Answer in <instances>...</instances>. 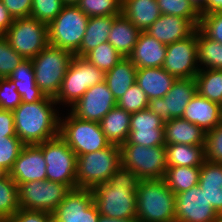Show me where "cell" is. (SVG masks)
<instances>
[{
	"instance_id": "cell-1",
	"label": "cell",
	"mask_w": 222,
	"mask_h": 222,
	"mask_svg": "<svg viewBox=\"0 0 222 222\" xmlns=\"http://www.w3.org/2000/svg\"><path fill=\"white\" fill-rule=\"evenodd\" d=\"M62 109L54 98L22 102L14 111L16 136L24 145H38L59 135Z\"/></svg>"
},
{
	"instance_id": "cell-2",
	"label": "cell",
	"mask_w": 222,
	"mask_h": 222,
	"mask_svg": "<svg viewBox=\"0 0 222 222\" xmlns=\"http://www.w3.org/2000/svg\"><path fill=\"white\" fill-rule=\"evenodd\" d=\"M140 179L122 165L108 182L95 185L91 190L99 214L112 218H137L136 190Z\"/></svg>"
},
{
	"instance_id": "cell-3",
	"label": "cell",
	"mask_w": 222,
	"mask_h": 222,
	"mask_svg": "<svg viewBox=\"0 0 222 222\" xmlns=\"http://www.w3.org/2000/svg\"><path fill=\"white\" fill-rule=\"evenodd\" d=\"M136 205L138 222H175V194L164 179L140 180Z\"/></svg>"
},
{
	"instance_id": "cell-4",
	"label": "cell",
	"mask_w": 222,
	"mask_h": 222,
	"mask_svg": "<svg viewBox=\"0 0 222 222\" xmlns=\"http://www.w3.org/2000/svg\"><path fill=\"white\" fill-rule=\"evenodd\" d=\"M59 136L77 156L102 150L111 145L100 123L81 120L67 109L62 110L60 116Z\"/></svg>"
},
{
	"instance_id": "cell-5",
	"label": "cell",
	"mask_w": 222,
	"mask_h": 222,
	"mask_svg": "<svg viewBox=\"0 0 222 222\" xmlns=\"http://www.w3.org/2000/svg\"><path fill=\"white\" fill-rule=\"evenodd\" d=\"M105 81V72L98 69L84 57L73 56L57 96V105L68 110L88 90V88Z\"/></svg>"
},
{
	"instance_id": "cell-6",
	"label": "cell",
	"mask_w": 222,
	"mask_h": 222,
	"mask_svg": "<svg viewBox=\"0 0 222 222\" xmlns=\"http://www.w3.org/2000/svg\"><path fill=\"white\" fill-rule=\"evenodd\" d=\"M121 165V149L115 144L77 156V188L92 189L95 185L108 182Z\"/></svg>"
},
{
	"instance_id": "cell-7",
	"label": "cell",
	"mask_w": 222,
	"mask_h": 222,
	"mask_svg": "<svg viewBox=\"0 0 222 222\" xmlns=\"http://www.w3.org/2000/svg\"><path fill=\"white\" fill-rule=\"evenodd\" d=\"M73 56L71 52L49 44L31 59L36 85L45 96H57Z\"/></svg>"
},
{
	"instance_id": "cell-8",
	"label": "cell",
	"mask_w": 222,
	"mask_h": 222,
	"mask_svg": "<svg viewBox=\"0 0 222 222\" xmlns=\"http://www.w3.org/2000/svg\"><path fill=\"white\" fill-rule=\"evenodd\" d=\"M89 17L76 5H65L48 26V42L75 55L80 48Z\"/></svg>"
},
{
	"instance_id": "cell-9",
	"label": "cell",
	"mask_w": 222,
	"mask_h": 222,
	"mask_svg": "<svg viewBox=\"0 0 222 222\" xmlns=\"http://www.w3.org/2000/svg\"><path fill=\"white\" fill-rule=\"evenodd\" d=\"M120 149L122 166L132 170L140 180L164 179L167 170L165 145L122 144Z\"/></svg>"
},
{
	"instance_id": "cell-10",
	"label": "cell",
	"mask_w": 222,
	"mask_h": 222,
	"mask_svg": "<svg viewBox=\"0 0 222 222\" xmlns=\"http://www.w3.org/2000/svg\"><path fill=\"white\" fill-rule=\"evenodd\" d=\"M37 146L42 150L47 164V180L65 184L71 190L76 189L77 155L68 144L58 135Z\"/></svg>"
},
{
	"instance_id": "cell-11",
	"label": "cell",
	"mask_w": 222,
	"mask_h": 222,
	"mask_svg": "<svg viewBox=\"0 0 222 222\" xmlns=\"http://www.w3.org/2000/svg\"><path fill=\"white\" fill-rule=\"evenodd\" d=\"M4 36L24 59H33L49 45L47 24L31 16L14 19Z\"/></svg>"
},
{
	"instance_id": "cell-12",
	"label": "cell",
	"mask_w": 222,
	"mask_h": 222,
	"mask_svg": "<svg viewBox=\"0 0 222 222\" xmlns=\"http://www.w3.org/2000/svg\"><path fill=\"white\" fill-rule=\"evenodd\" d=\"M71 189L54 181H31L18 185L20 208L53 213Z\"/></svg>"
},
{
	"instance_id": "cell-13",
	"label": "cell",
	"mask_w": 222,
	"mask_h": 222,
	"mask_svg": "<svg viewBox=\"0 0 222 222\" xmlns=\"http://www.w3.org/2000/svg\"><path fill=\"white\" fill-rule=\"evenodd\" d=\"M176 79L194 78L199 72L197 30L189 37L167 45L162 66Z\"/></svg>"
},
{
	"instance_id": "cell-14",
	"label": "cell",
	"mask_w": 222,
	"mask_h": 222,
	"mask_svg": "<svg viewBox=\"0 0 222 222\" xmlns=\"http://www.w3.org/2000/svg\"><path fill=\"white\" fill-rule=\"evenodd\" d=\"M196 94L194 78L176 79L164 97L149 100L148 109L165 122L173 118H180Z\"/></svg>"
},
{
	"instance_id": "cell-15",
	"label": "cell",
	"mask_w": 222,
	"mask_h": 222,
	"mask_svg": "<svg viewBox=\"0 0 222 222\" xmlns=\"http://www.w3.org/2000/svg\"><path fill=\"white\" fill-rule=\"evenodd\" d=\"M98 219L91 189H72L52 213L53 222H98Z\"/></svg>"
},
{
	"instance_id": "cell-16",
	"label": "cell",
	"mask_w": 222,
	"mask_h": 222,
	"mask_svg": "<svg viewBox=\"0 0 222 222\" xmlns=\"http://www.w3.org/2000/svg\"><path fill=\"white\" fill-rule=\"evenodd\" d=\"M175 222H215L218 214L196 185L175 195Z\"/></svg>"
},
{
	"instance_id": "cell-17",
	"label": "cell",
	"mask_w": 222,
	"mask_h": 222,
	"mask_svg": "<svg viewBox=\"0 0 222 222\" xmlns=\"http://www.w3.org/2000/svg\"><path fill=\"white\" fill-rule=\"evenodd\" d=\"M116 106L117 101L104 81L88 88L68 110L81 120L99 123Z\"/></svg>"
},
{
	"instance_id": "cell-18",
	"label": "cell",
	"mask_w": 222,
	"mask_h": 222,
	"mask_svg": "<svg viewBox=\"0 0 222 222\" xmlns=\"http://www.w3.org/2000/svg\"><path fill=\"white\" fill-rule=\"evenodd\" d=\"M164 123L149 109L131 113L130 132L124 144L145 147L165 145Z\"/></svg>"
},
{
	"instance_id": "cell-19",
	"label": "cell",
	"mask_w": 222,
	"mask_h": 222,
	"mask_svg": "<svg viewBox=\"0 0 222 222\" xmlns=\"http://www.w3.org/2000/svg\"><path fill=\"white\" fill-rule=\"evenodd\" d=\"M46 162L37 145H24L15 160L10 177L20 185L31 181H46Z\"/></svg>"
},
{
	"instance_id": "cell-20",
	"label": "cell",
	"mask_w": 222,
	"mask_h": 222,
	"mask_svg": "<svg viewBox=\"0 0 222 222\" xmlns=\"http://www.w3.org/2000/svg\"><path fill=\"white\" fill-rule=\"evenodd\" d=\"M197 28L198 26L192 20L161 14L145 32L164 45H169L191 36Z\"/></svg>"
},
{
	"instance_id": "cell-21",
	"label": "cell",
	"mask_w": 222,
	"mask_h": 222,
	"mask_svg": "<svg viewBox=\"0 0 222 222\" xmlns=\"http://www.w3.org/2000/svg\"><path fill=\"white\" fill-rule=\"evenodd\" d=\"M167 45L159 42L146 32H140L137 43L128 58L137 69L157 68L164 64Z\"/></svg>"
},
{
	"instance_id": "cell-22",
	"label": "cell",
	"mask_w": 222,
	"mask_h": 222,
	"mask_svg": "<svg viewBox=\"0 0 222 222\" xmlns=\"http://www.w3.org/2000/svg\"><path fill=\"white\" fill-rule=\"evenodd\" d=\"M182 118L207 132L222 122V106L196 94L186 106Z\"/></svg>"
},
{
	"instance_id": "cell-23",
	"label": "cell",
	"mask_w": 222,
	"mask_h": 222,
	"mask_svg": "<svg viewBox=\"0 0 222 222\" xmlns=\"http://www.w3.org/2000/svg\"><path fill=\"white\" fill-rule=\"evenodd\" d=\"M164 135L165 145H205L206 132L182 117L166 121Z\"/></svg>"
},
{
	"instance_id": "cell-24",
	"label": "cell",
	"mask_w": 222,
	"mask_h": 222,
	"mask_svg": "<svg viewBox=\"0 0 222 222\" xmlns=\"http://www.w3.org/2000/svg\"><path fill=\"white\" fill-rule=\"evenodd\" d=\"M176 78L163 67L137 69L136 83L148 100L162 98L171 89Z\"/></svg>"
},
{
	"instance_id": "cell-25",
	"label": "cell",
	"mask_w": 222,
	"mask_h": 222,
	"mask_svg": "<svg viewBox=\"0 0 222 222\" xmlns=\"http://www.w3.org/2000/svg\"><path fill=\"white\" fill-rule=\"evenodd\" d=\"M122 14L140 32H145L161 16L156 0H122Z\"/></svg>"
},
{
	"instance_id": "cell-26",
	"label": "cell",
	"mask_w": 222,
	"mask_h": 222,
	"mask_svg": "<svg viewBox=\"0 0 222 222\" xmlns=\"http://www.w3.org/2000/svg\"><path fill=\"white\" fill-rule=\"evenodd\" d=\"M199 187L217 214H222V164L205 161L200 166Z\"/></svg>"
},
{
	"instance_id": "cell-27",
	"label": "cell",
	"mask_w": 222,
	"mask_h": 222,
	"mask_svg": "<svg viewBox=\"0 0 222 222\" xmlns=\"http://www.w3.org/2000/svg\"><path fill=\"white\" fill-rule=\"evenodd\" d=\"M139 34L140 31L121 14L113 20L107 41L125 58L131 54Z\"/></svg>"
},
{
	"instance_id": "cell-28",
	"label": "cell",
	"mask_w": 222,
	"mask_h": 222,
	"mask_svg": "<svg viewBox=\"0 0 222 222\" xmlns=\"http://www.w3.org/2000/svg\"><path fill=\"white\" fill-rule=\"evenodd\" d=\"M17 87L22 102L33 103L42 100L45 95L36 85L34 66L31 59H24L8 77Z\"/></svg>"
},
{
	"instance_id": "cell-29",
	"label": "cell",
	"mask_w": 222,
	"mask_h": 222,
	"mask_svg": "<svg viewBox=\"0 0 222 222\" xmlns=\"http://www.w3.org/2000/svg\"><path fill=\"white\" fill-rule=\"evenodd\" d=\"M130 118L131 113L116 106L101 119L99 122L101 129L111 144L121 146L127 141L130 132Z\"/></svg>"
},
{
	"instance_id": "cell-30",
	"label": "cell",
	"mask_w": 222,
	"mask_h": 222,
	"mask_svg": "<svg viewBox=\"0 0 222 222\" xmlns=\"http://www.w3.org/2000/svg\"><path fill=\"white\" fill-rule=\"evenodd\" d=\"M136 73L137 68L128 57L105 73V82L116 101L136 82Z\"/></svg>"
},
{
	"instance_id": "cell-31",
	"label": "cell",
	"mask_w": 222,
	"mask_h": 222,
	"mask_svg": "<svg viewBox=\"0 0 222 222\" xmlns=\"http://www.w3.org/2000/svg\"><path fill=\"white\" fill-rule=\"evenodd\" d=\"M117 16L89 17L85 35L75 56L85 57L101 43L107 42L113 20Z\"/></svg>"
},
{
	"instance_id": "cell-32",
	"label": "cell",
	"mask_w": 222,
	"mask_h": 222,
	"mask_svg": "<svg viewBox=\"0 0 222 222\" xmlns=\"http://www.w3.org/2000/svg\"><path fill=\"white\" fill-rule=\"evenodd\" d=\"M167 166H201L205 162V145H165Z\"/></svg>"
},
{
	"instance_id": "cell-33",
	"label": "cell",
	"mask_w": 222,
	"mask_h": 222,
	"mask_svg": "<svg viewBox=\"0 0 222 222\" xmlns=\"http://www.w3.org/2000/svg\"><path fill=\"white\" fill-rule=\"evenodd\" d=\"M199 175L200 166H167L164 180L176 195L198 185Z\"/></svg>"
},
{
	"instance_id": "cell-34",
	"label": "cell",
	"mask_w": 222,
	"mask_h": 222,
	"mask_svg": "<svg viewBox=\"0 0 222 222\" xmlns=\"http://www.w3.org/2000/svg\"><path fill=\"white\" fill-rule=\"evenodd\" d=\"M194 79L198 95L222 106V70L200 69Z\"/></svg>"
},
{
	"instance_id": "cell-35",
	"label": "cell",
	"mask_w": 222,
	"mask_h": 222,
	"mask_svg": "<svg viewBox=\"0 0 222 222\" xmlns=\"http://www.w3.org/2000/svg\"><path fill=\"white\" fill-rule=\"evenodd\" d=\"M198 65L200 69L222 70V44L208 38L197 28Z\"/></svg>"
},
{
	"instance_id": "cell-36",
	"label": "cell",
	"mask_w": 222,
	"mask_h": 222,
	"mask_svg": "<svg viewBox=\"0 0 222 222\" xmlns=\"http://www.w3.org/2000/svg\"><path fill=\"white\" fill-rule=\"evenodd\" d=\"M19 209L18 185L5 173L0 177V222H7Z\"/></svg>"
},
{
	"instance_id": "cell-37",
	"label": "cell",
	"mask_w": 222,
	"mask_h": 222,
	"mask_svg": "<svg viewBox=\"0 0 222 222\" xmlns=\"http://www.w3.org/2000/svg\"><path fill=\"white\" fill-rule=\"evenodd\" d=\"M84 58L105 73L123 59L108 41L91 50Z\"/></svg>"
},
{
	"instance_id": "cell-38",
	"label": "cell",
	"mask_w": 222,
	"mask_h": 222,
	"mask_svg": "<svg viewBox=\"0 0 222 222\" xmlns=\"http://www.w3.org/2000/svg\"><path fill=\"white\" fill-rule=\"evenodd\" d=\"M76 6L88 17L122 14V0H80Z\"/></svg>"
},
{
	"instance_id": "cell-39",
	"label": "cell",
	"mask_w": 222,
	"mask_h": 222,
	"mask_svg": "<svg viewBox=\"0 0 222 222\" xmlns=\"http://www.w3.org/2000/svg\"><path fill=\"white\" fill-rule=\"evenodd\" d=\"M161 14L184 17L200 24L201 14L195 9L190 0H156Z\"/></svg>"
},
{
	"instance_id": "cell-40",
	"label": "cell",
	"mask_w": 222,
	"mask_h": 222,
	"mask_svg": "<svg viewBox=\"0 0 222 222\" xmlns=\"http://www.w3.org/2000/svg\"><path fill=\"white\" fill-rule=\"evenodd\" d=\"M23 142L17 136L0 137V168L9 173L23 148Z\"/></svg>"
},
{
	"instance_id": "cell-41",
	"label": "cell",
	"mask_w": 222,
	"mask_h": 222,
	"mask_svg": "<svg viewBox=\"0 0 222 222\" xmlns=\"http://www.w3.org/2000/svg\"><path fill=\"white\" fill-rule=\"evenodd\" d=\"M149 100L145 92L135 82L117 101V106L126 112L135 113L148 109Z\"/></svg>"
},
{
	"instance_id": "cell-42",
	"label": "cell",
	"mask_w": 222,
	"mask_h": 222,
	"mask_svg": "<svg viewBox=\"0 0 222 222\" xmlns=\"http://www.w3.org/2000/svg\"><path fill=\"white\" fill-rule=\"evenodd\" d=\"M64 6L63 0H33L30 16L48 25Z\"/></svg>"
},
{
	"instance_id": "cell-43",
	"label": "cell",
	"mask_w": 222,
	"mask_h": 222,
	"mask_svg": "<svg viewBox=\"0 0 222 222\" xmlns=\"http://www.w3.org/2000/svg\"><path fill=\"white\" fill-rule=\"evenodd\" d=\"M24 58L18 54L3 35L0 37V78H8L14 69L23 62Z\"/></svg>"
},
{
	"instance_id": "cell-44",
	"label": "cell",
	"mask_w": 222,
	"mask_h": 222,
	"mask_svg": "<svg viewBox=\"0 0 222 222\" xmlns=\"http://www.w3.org/2000/svg\"><path fill=\"white\" fill-rule=\"evenodd\" d=\"M205 161L222 164V122L206 132Z\"/></svg>"
},
{
	"instance_id": "cell-45",
	"label": "cell",
	"mask_w": 222,
	"mask_h": 222,
	"mask_svg": "<svg viewBox=\"0 0 222 222\" xmlns=\"http://www.w3.org/2000/svg\"><path fill=\"white\" fill-rule=\"evenodd\" d=\"M21 103V96L13 81L0 78V109L14 111Z\"/></svg>"
},
{
	"instance_id": "cell-46",
	"label": "cell",
	"mask_w": 222,
	"mask_h": 222,
	"mask_svg": "<svg viewBox=\"0 0 222 222\" xmlns=\"http://www.w3.org/2000/svg\"><path fill=\"white\" fill-rule=\"evenodd\" d=\"M198 28L208 38L222 44V11L201 15Z\"/></svg>"
},
{
	"instance_id": "cell-47",
	"label": "cell",
	"mask_w": 222,
	"mask_h": 222,
	"mask_svg": "<svg viewBox=\"0 0 222 222\" xmlns=\"http://www.w3.org/2000/svg\"><path fill=\"white\" fill-rule=\"evenodd\" d=\"M7 222H53V220L51 213L20 208Z\"/></svg>"
},
{
	"instance_id": "cell-48",
	"label": "cell",
	"mask_w": 222,
	"mask_h": 222,
	"mask_svg": "<svg viewBox=\"0 0 222 222\" xmlns=\"http://www.w3.org/2000/svg\"><path fill=\"white\" fill-rule=\"evenodd\" d=\"M9 14L14 18L29 17L33 0H2Z\"/></svg>"
},
{
	"instance_id": "cell-49",
	"label": "cell",
	"mask_w": 222,
	"mask_h": 222,
	"mask_svg": "<svg viewBox=\"0 0 222 222\" xmlns=\"http://www.w3.org/2000/svg\"><path fill=\"white\" fill-rule=\"evenodd\" d=\"M16 136L13 111L0 109V137Z\"/></svg>"
},
{
	"instance_id": "cell-50",
	"label": "cell",
	"mask_w": 222,
	"mask_h": 222,
	"mask_svg": "<svg viewBox=\"0 0 222 222\" xmlns=\"http://www.w3.org/2000/svg\"><path fill=\"white\" fill-rule=\"evenodd\" d=\"M14 18L0 0V32L5 34L13 23Z\"/></svg>"
},
{
	"instance_id": "cell-51",
	"label": "cell",
	"mask_w": 222,
	"mask_h": 222,
	"mask_svg": "<svg viewBox=\"0 0 222 222\" xmlns=\"http://www.w3.org/2000/svg\"><path fill=\"white\" fill-rule=\"evenodd\" d=\"M222 11V0H206V14Z\"/></svg>"
},
{
	"instance_id": "cell-52",
	"label": "cell",
	"mask_w": 222,
	"mask_h": 222,
	"mask_svg": "<svg viewBox=\"0 0 222 222\" xmlns=\"http://www.w3.org/2000/svg\"><path fill=\"white\" fill-rule=\"evenodd\" d=\"M98 222H138L137 218H124V219H118V218H112V217H106L101 214H99Z\"/></svg>"
},
{
	"instance_id": "cell-53",
	"label": "cell",
	"mask_w": 222,
	"mask_h": 222,
	"mask_svg": "<svg viewBox=\"0 0 222 222\" xmlns=\"http://www.w3.org/2000/svg\"><path fill=\"white\" fill-rule=\"evenodd\" d=\"M195 9L201 14H206V0H190Z\"/></svg>"
},
{
	"instance_id": "cell-54",
	"label": "cell",
	"mask_w": 222,
	"mask_h": 222,
	"mask_svg": "<svg viewBox=\"0 0 222 222\" xmlns=\"http://www.w3.org/2000/svg\"><path fill=\"white\" fill-rule=\"evenodd\" d=\"M80 0H63L65 5H76Z\"/></svg>"
},
{
	"instance_id": "cell-55",
	"label": "cell",
	"mask_w": 222,
	"mask_h": 222,
	"mask_svg": "<svg viewBox=\"0 0 222 222\" xmlns=\"http://www.w3.org/2000/svg\"><path fill=\"white\" fill-rule=\"evenodd\" d=\"M215 222H222V214H218Z\"/></svg>"
},
{
	"instance_id": "cell-56",
	"label": "cell",
	"mask_w": 222,
	"mask_h": 222,
	"mask_svg": "<svg viewBox=\"0 0 222 222\" xmlns=\"http://www.w3.org/2000/svg\"><path fill=\"white\" fill-rule=\"evenodd\" d=\"M5 172L0 168V177L3 176Z\"/></svg>"
}]
</instances>
